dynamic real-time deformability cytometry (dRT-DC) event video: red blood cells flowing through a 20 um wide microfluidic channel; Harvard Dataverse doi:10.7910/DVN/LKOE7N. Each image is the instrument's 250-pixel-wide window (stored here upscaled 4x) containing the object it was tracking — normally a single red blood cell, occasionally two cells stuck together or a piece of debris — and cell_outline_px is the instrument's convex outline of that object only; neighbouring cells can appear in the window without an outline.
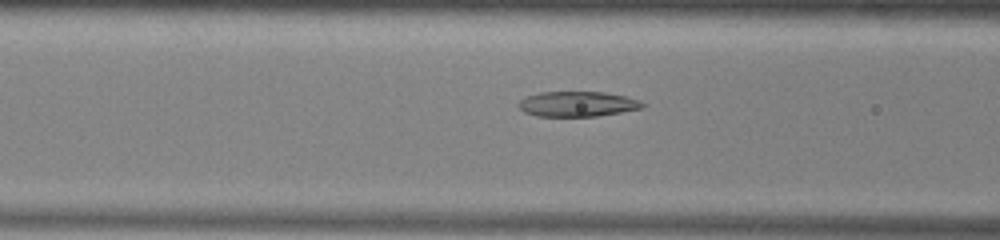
{"species": "common noctule bat (a hibernating species)", "species_latin": "Nyctalus noctula", "temperature_condition": "warm", "stored_images_in_passage": 35, "camera_frame_rate_fps": 3000, "um_per_image_px": 0.085, "animal": {"sex": "male", "body_mass_g": 13.0, "forearm_length_mm": 53.1}, "frame": {"image": 1, "passage_image": 6, "time_ms": 1.667, "image_size_px": [1000, 240], "cell_outline_px": [[648, 104], [644, 108], [596, 116], [536, 116], [524, 112], [520, 108], [520, 100], [524, 96], [540, 92], [604, 92], [624, 96], [640, 100]], "centroid_in_image_um": [49.11, 8.83], "position_along_channel_um": 117.5, "area_um2": 18.21}}
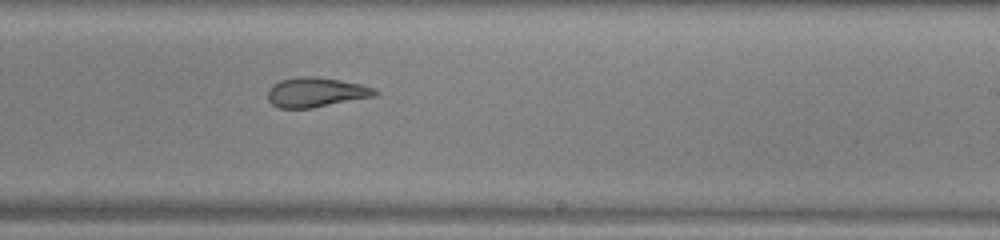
{"frame": {"image": 2, "passage_image": 17, "time_ms": 5.333, "image_size_px": [1000, 240], "cell_outline_px": [[380, 92], [376, 96], [312, 108], [280, 108], [272, 104], [268, 100], [268, 88], [272, 84], [280, 80], [300, 76], [316, 76], [340, 80], [360, 84], [372, 88]], "centroid_in_image_um": [26.84, 7.84], "position_along_channel_um": 262.2, "area_um2": 18.61}}
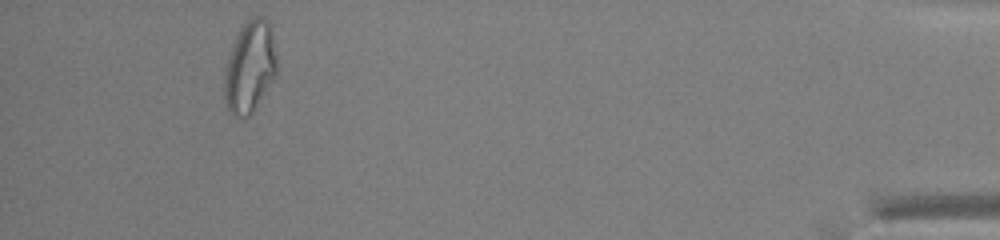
{"frame": {"image": 3, "passage_image": 34, "time_ms": 11.0, "image_size_px": [1000, 240], "cell_outline_px": [[276, 72], [252, 112], [248, 116], [236, 116], [228, 108], [224, 96], [224, 72], [236, 36], [240, 28], [252, 16], [264, 16], [268, 20], [272, 32], [276, 56]], "centroid_in_image_um": [21.23, 5.63], "position_along_channel_um": 414.0, "area_um2": 27.28}}